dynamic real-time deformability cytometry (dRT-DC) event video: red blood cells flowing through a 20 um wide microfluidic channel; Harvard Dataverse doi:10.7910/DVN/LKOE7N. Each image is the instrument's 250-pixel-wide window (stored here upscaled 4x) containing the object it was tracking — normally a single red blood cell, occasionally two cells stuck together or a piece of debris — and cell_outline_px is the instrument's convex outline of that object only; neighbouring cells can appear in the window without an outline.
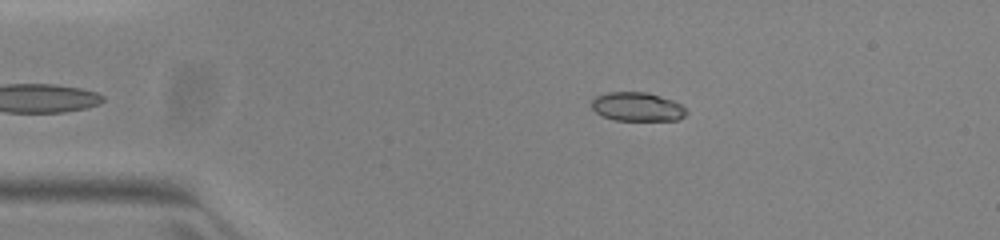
{"species": "common noctule bat (a hibernating species)", "species_latin": "Nyctalus noctula", "temperature_condition": "warm", "stored_images_in_passage": 38, "camera_frame_rate_fps": 3000, "um_per_image_px": 0.085, "animal": {"sex": "female", "body_mass_g": 23.0, "forearm_length_mm": 53.4}, "frame": {"image": 1, "passage_image": 3, "time_ms": 0.667, "image_size_px": [1000, 240], "cell_outline_px": [[688, 112], [684, 116], [676, 120], [616, 120], [600, 116], [592, 108], [592, 100], [596, 96], [608, 92], [648, 92], [672, 100], [688, 108]], "centroid_in_image_um": [54.17, 9.07], "position_along_channel_um": 30.8, "area_um2": 16.01}}
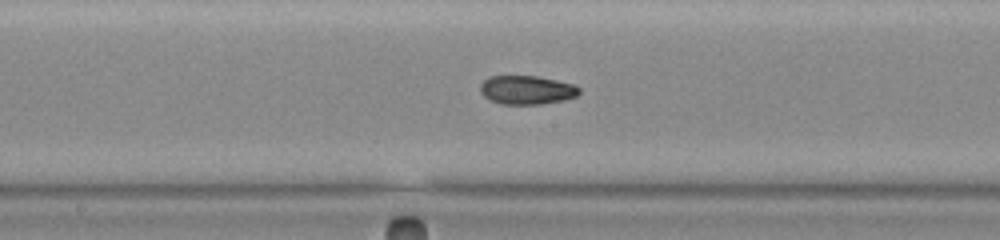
{"frame": {"image": 2, "passage_image": 20, "time_ms": 6.333, "image_size_px": [1000, 240], "cell_outline_px": [[580, 92], [576, 96], [564, 100], [540, 104], [500, 104], [484, 96], [480, 92], [480, 84], [488, 76], [536, 76], [556, 80], [572, 84], [580, 88]], "centroid_in_image_um": [44.76, 7.64], "position_along_channel_um": 203.4, "area_um2": 16.53}}
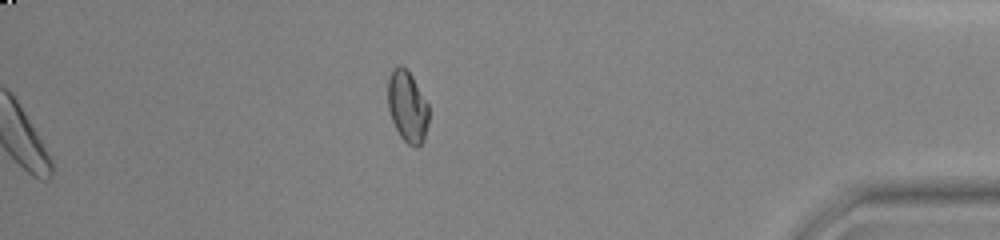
{"frame": {"image": 3, "passage_image": 38, "time_ms": 12.333, "image_size_px": [1000, 240], "cell_outline_px": [[428, 124], [424, 140], [416, 148], [408, 144], [400, 136], [392, 120], [388, 108], [388, 76], [392, 68], [396, 64], [400, 64], [412, 76], [428, 104]], "centroid_in_image_um": [34.62, 9.04], "position_along_channel_um": 400.6, "area_um2": 17.05}, "authors_computed_cell_mechanics": {"area_um2": 16.9065, "velocity_mm_per_s": 3.9664, "shape_relaxation_time_tau1_ms": null, "shape_relaxation_time_tau2_ms": 1.5087, "deformation_change_tau1": null, "deformation_change_tau2": 0.0574}}